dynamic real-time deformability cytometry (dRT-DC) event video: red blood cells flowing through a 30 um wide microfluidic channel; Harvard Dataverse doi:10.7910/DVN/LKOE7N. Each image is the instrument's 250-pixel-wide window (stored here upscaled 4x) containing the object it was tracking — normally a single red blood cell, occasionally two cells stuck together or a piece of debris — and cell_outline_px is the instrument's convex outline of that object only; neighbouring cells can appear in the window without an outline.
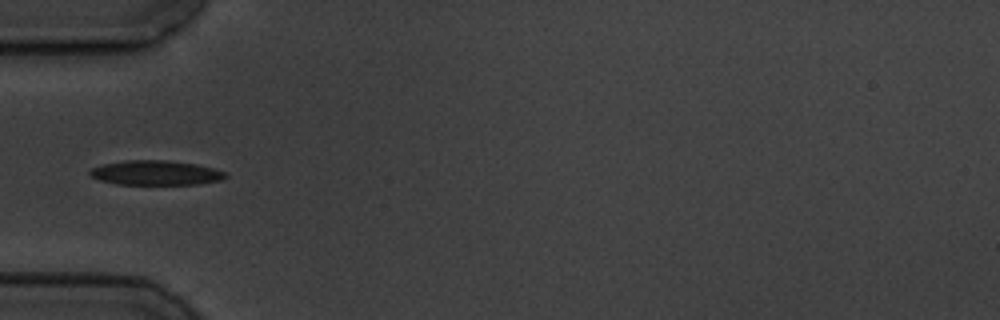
{"species": "common noctule bat (a hibernating species)", "species_latin": "Nyctalus noctula", "temperature_condition": "cold", "stored_images_in_passage": 9, "camera_frame_rate_fps": 3000, "um_per_image_px": 0.085, "animal": {"sex": "male", "body_mass_g": 19.5, "forearm_length_mm": 54.6}, "frame": {"image": 1, "passage_image": 4, "time_ms": 3.667, "image_size_px": [1000, 320], "cell_outline_px": [[228, 176], [220, 180], [196, 184], [116, 184], [100, 180], [92, 176], [88, 172], [92, 168], [104, 164], [128, 160], [168, 160], [196, 164], [212, 168], [224, 172]], "centroid_in_image_um": [13.23, 14.68], "position_along_channel_um": 71.8, "area_um2": 19.19}}
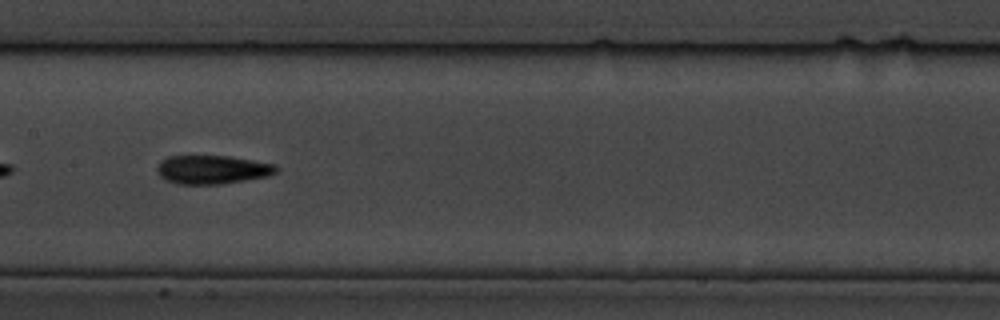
{"frame": {"image": 2, "passage_image": 7, "time_ms": 7.0, "image_size_px": [1000, 320], "cell_outline_px": [[280, 168], [276, 172], [268, 176], [220, 184], [176, 184], [164, 180], [156, 172], [156, 168], [160, 160], [168, 156], [228, 156], [276, 164]], "centroid_in_image_um": [18.01, 14.41], "position_along_channel_um": 189.4, "area_um2": 20.06}}
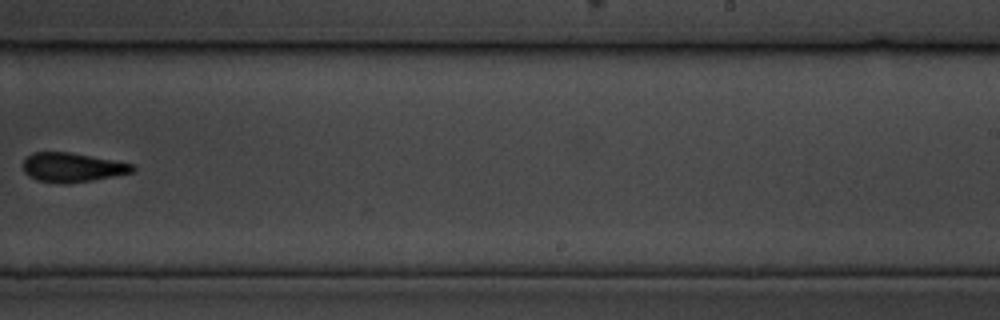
{"frame": {"image": 3, "passage_image": 9, "time_ms": 9.667, "image_size_px": [1000, 320], "cell_outline_px": [[136, 168], [132, 172], [92, 180], [68, 184], [64, 184], [36, 180], [28, 176], [24, 172], [24, 160], [32, 152], [68, 152], [136, 164]], "centroid_in_image_um": [6.14, 14.23], "position_along_channel_um": 282.9, "area_um2": 18.61}}